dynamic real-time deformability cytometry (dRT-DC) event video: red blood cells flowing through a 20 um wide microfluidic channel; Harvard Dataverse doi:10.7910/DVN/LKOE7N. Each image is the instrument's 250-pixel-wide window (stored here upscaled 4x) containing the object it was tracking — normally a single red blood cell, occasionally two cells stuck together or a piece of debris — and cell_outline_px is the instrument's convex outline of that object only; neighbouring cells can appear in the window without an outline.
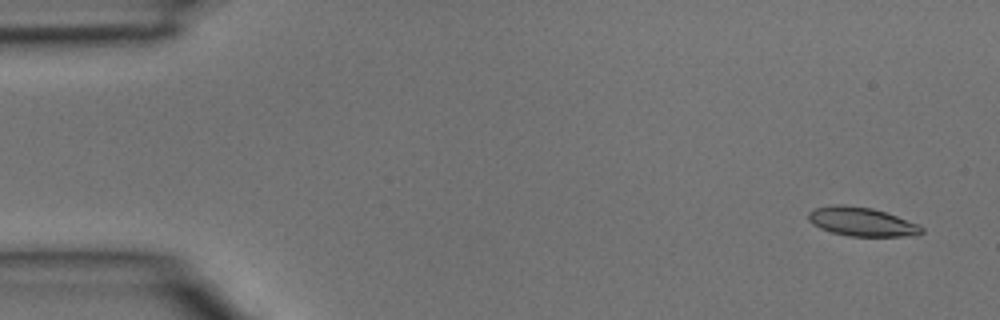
{"species": "common noctule bat (a hibernating species)", "species_latin": "Nyctalus noctula", "temperature_condition": "room temperature", "stored_images_in_passage": 4, "segment_of_instrument_passage": [2, 2], "camera_frame_rate_fps": 3000, "um_per_image_px": 0.085, "animal": {"sex": "male", "body_mass_g": 15.6}, "frame": {"image": 1, "passage_image": 4, "time_ms": 1.0, "image_size_px": [1000, 320], "cell_outline_px": [[924, 232], [916, 236], [848, 236], [832, 232], [820, 228], [812, 224], [808, 220], [808, 212], [816, 208], [836, 204], [840, 204], [872, 208], [920, 224], [924, 228]], "centroid_in_image_um": [73.27, 18.86], "position_along_channel_um": 11.7, "area_um2": 19.07}}